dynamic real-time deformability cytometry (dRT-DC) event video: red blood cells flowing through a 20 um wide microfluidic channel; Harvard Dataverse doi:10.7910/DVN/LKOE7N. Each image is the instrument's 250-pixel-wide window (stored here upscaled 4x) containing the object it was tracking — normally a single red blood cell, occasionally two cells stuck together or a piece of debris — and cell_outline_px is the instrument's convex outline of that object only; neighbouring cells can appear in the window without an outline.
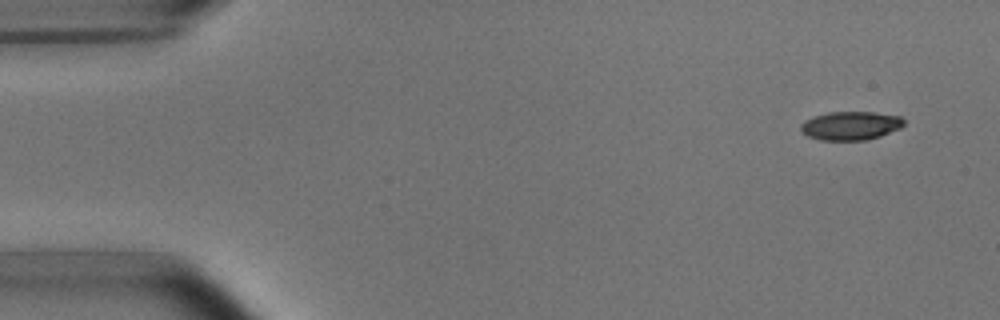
{"species": "common noctule bat (a hibernating species)", "species_latin": "Nyctalus noctula", "temperature_condition": "room temperature", "stored_images_in_passage": 9, "camera_frame_rate_fps": 3000, "um_per_image_px": 0.085, "animal": {"sex": "male", "body_mass_g": 15.6}, "frame": {"image": 1, "passage_image": 2, "time_ms": 1.0, "image_size_px": [1000, 320], "cell_outline_px": [[904, 124], [900, 128], [880, 136], [864, 140], [820, 140], [808, 136], [800, 128], [800, 124], [804, 120], [812, 116], [828, 112], [876, 112], [900, 116], [904, 120]], "centroid_in_image_um": [72.29, 10.67], "position_along_channel_um": 12.7, "area_um2": 17.22}}
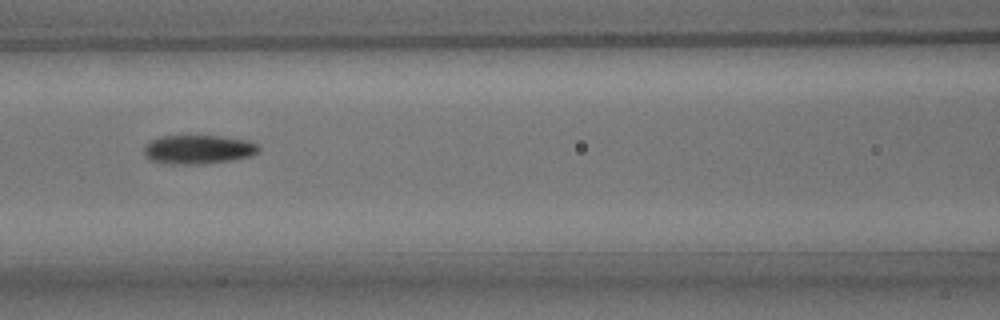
{"frame": {"image": 2, "passage_image": 7, "time_ms": 7.667, "image_size_px": [1000, 320], "cell_outline_px": [[260, 152], [252, 156], [232, 160], [200, 164], [172, 164], [152, 160], [144, 152], [144, 144], [148, 140], [160, 136], [220, 136], [248, 140], [256, 144], [260, 148]], "centroid_in_image_um": [16.87, 12.69], "position_along_channel_um": 149.7, "area_um2": 19.42}}
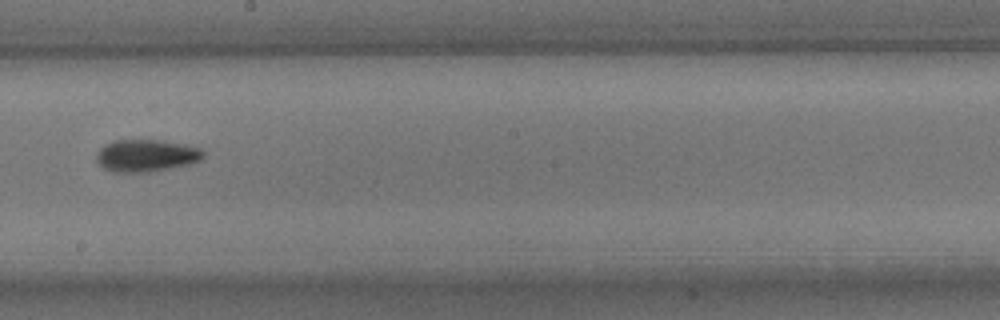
{"frame": {"image": 3, "passage_image": 9, "time_ms": 10.0, "image_size_px": [1000, 320], "cell_outline_px": [[204, 156], [200, 160], [188, 164], [148, 172], [112, 172], [104, 168], [96, 160], [96, 152], [100, 148], [112, 140], [164, 140], [184, 144], [200, 148], [204, 152]], "centroid_in_image_um": [12.41, 13.21], "position_along_channel_um": 235.8, "area_um2": 20.06}}